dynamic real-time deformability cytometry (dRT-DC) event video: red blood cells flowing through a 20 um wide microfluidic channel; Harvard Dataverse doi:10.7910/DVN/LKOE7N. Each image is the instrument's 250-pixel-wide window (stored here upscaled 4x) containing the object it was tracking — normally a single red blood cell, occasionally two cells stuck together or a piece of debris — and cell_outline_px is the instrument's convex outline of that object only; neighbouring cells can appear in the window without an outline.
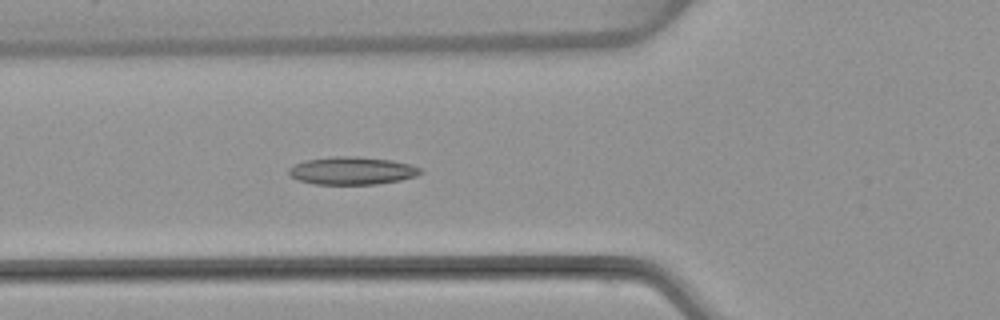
{"species": "common noctule bat (a hibernating species)", "species_latin": "Nyctalus noctula", "temperature_condition": "warm", "stored_images_in_passage": 6, "camera_frame_rate_fps": 3000, "um_per_image_px": 0.085, "animal": {"sex": "female", "body_mass_g": 22.7, "forearm_length_mm": 54.2}, "frame": {"image": 1, "passage_image": 6, "time_ms": 6.0, "image_size_px": [1000, 320], "cell_outline_px": [[420, 172], [416, 176], [400, 180], [376, 184], [312, 184], [296, 180], [288, 176], [288, 168], [304, 160], [332, 156], [356, 156], [392, 160], [412, 164], [420, 168]], "centroid_in_image_um": [29.87, 14.51], "position_along_channel_um": 95.9, "area_um2": 21.5}}